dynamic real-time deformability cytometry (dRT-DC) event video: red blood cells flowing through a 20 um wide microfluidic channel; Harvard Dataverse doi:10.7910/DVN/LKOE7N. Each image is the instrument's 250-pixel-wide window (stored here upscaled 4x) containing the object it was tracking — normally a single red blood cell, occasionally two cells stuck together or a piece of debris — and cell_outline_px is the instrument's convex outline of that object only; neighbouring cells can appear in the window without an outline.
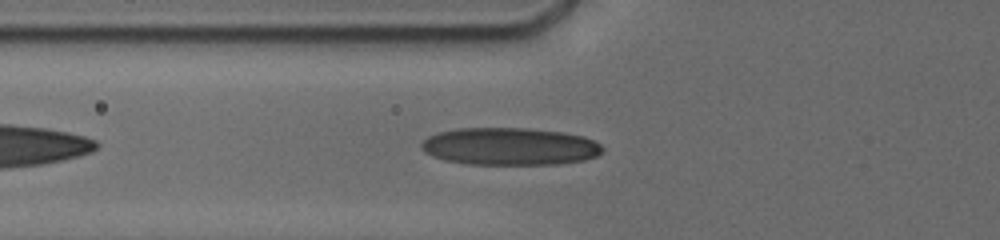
{"species": "human", "species_latin": "Homo sapiens", "temperature_condition": "cold", "stored_images_in_passage": 4, "camera_frame_rate_fps": 3000, "um_per_image_px": 0.085, "donor": {"sex": "male"}, "frame": {"image": 1, "passage_image": 3, "time_ms": 1.0, "image_size_px": [1000, 240], "cell_outline_px": [[604, 152], [596, 156], [584, 160], [556, 164], [468, 164], [444, 160], [432, 156], [424, 152], [420, 148], [420, 144], [428, 136], [440, 132], [456, 128], [524, 128], [564, 132], [584, 136], [600, 144], [604, 148]], "centroid_in_image_um": [43.33, 12.44], "position_along_channel_um": 82.5, "area_um2": 39.71}}